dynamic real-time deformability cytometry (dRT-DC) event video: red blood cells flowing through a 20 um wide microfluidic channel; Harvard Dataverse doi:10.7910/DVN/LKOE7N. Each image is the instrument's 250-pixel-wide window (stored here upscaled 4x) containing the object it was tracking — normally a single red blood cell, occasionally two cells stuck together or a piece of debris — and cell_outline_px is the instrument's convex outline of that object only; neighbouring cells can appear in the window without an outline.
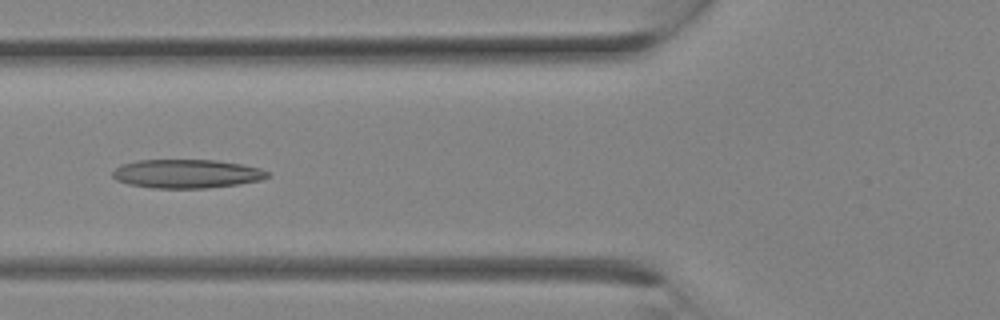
{"species": "Egyptian fruit bat (a non-hibernating species)", "species_latin": "Rousettus aegyptiacus", "temperature_condition": "room temperature", "stored_images_in_passage": 9, "camera_frame_rate_fps": 3000, "um_per_image_px": 0.085, "animal": {"sex": "female"}, "frame": {"image": 1, "passage_image": 6, "time_ms": 1.667, "image_size_px": [1000, 320], "cell_outline_px": [[272, 176], [260, 180], [240, 184], [208, 188], [152, 188], [128, 184], [116, 180], [112, 176], [112, 172], [120, 164], [136, 160], [216, 160], [240, 164], [260, 168], [268, 172]], "centroid_in_image_um": [15.86, 14.77], "position_along_channel_um": 109.9, "area_um2": 26.13}}
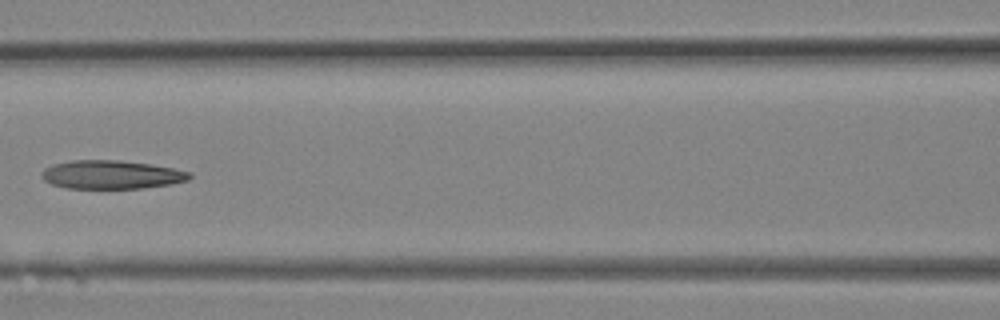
{"frame": {"image": 2, "passage_image": 8, "time_ms": 2.333, "image_size_px": [1000, 320], "cell_outline_px": [[192, 176], [188, 180], [172, 184], [144, 188], [68, 188], [52, 184], [44, 180], [40, 176], [40, 172], [44, 168], [52, 164], [72, 160], [120, 160], [152, 164], [192, 172]], "centroid_in_image_um": [9.47, 14.84], "position_along_channel_um": 157.1, "area_um2": 24.8}}